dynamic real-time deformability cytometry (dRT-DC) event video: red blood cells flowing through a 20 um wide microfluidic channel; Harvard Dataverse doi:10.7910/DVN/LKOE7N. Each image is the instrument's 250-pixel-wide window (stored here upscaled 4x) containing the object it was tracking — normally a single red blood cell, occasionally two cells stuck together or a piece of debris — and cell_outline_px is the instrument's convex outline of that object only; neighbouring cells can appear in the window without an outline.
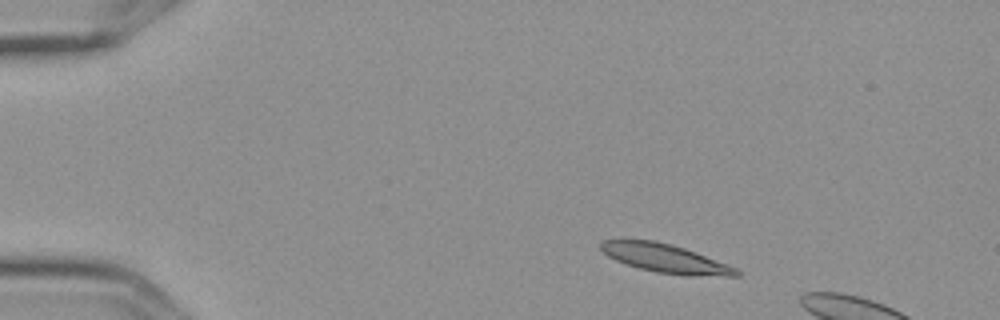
{"species": "Egyptian fruit bat (a non-hibernating species)", "species_latin": "Rousettus aegyptiacus", "temperature_condition": "cold", "stored_images_in_passage": 3, "camera_frame_rate_fps": 3000, "um_per_image_px": 0.085, "frame": {"image": 1, "passage_image": 1, "time_ms": 0.0, "image_size_px": [1000, 320], "cell_outline_px": [[740, 276], [684, 276], [656, 272], [640, 268], [616, 260], [608, 256], [600, 248], [600, 240], [656, 240], [672, 244], [696, 252], [728, 264], [736, 268], [740, 272]], "centroid_in_image_um": [56.59, 21.97], "position_along_channel_um": 28.4, "area_um2": 22.66}}